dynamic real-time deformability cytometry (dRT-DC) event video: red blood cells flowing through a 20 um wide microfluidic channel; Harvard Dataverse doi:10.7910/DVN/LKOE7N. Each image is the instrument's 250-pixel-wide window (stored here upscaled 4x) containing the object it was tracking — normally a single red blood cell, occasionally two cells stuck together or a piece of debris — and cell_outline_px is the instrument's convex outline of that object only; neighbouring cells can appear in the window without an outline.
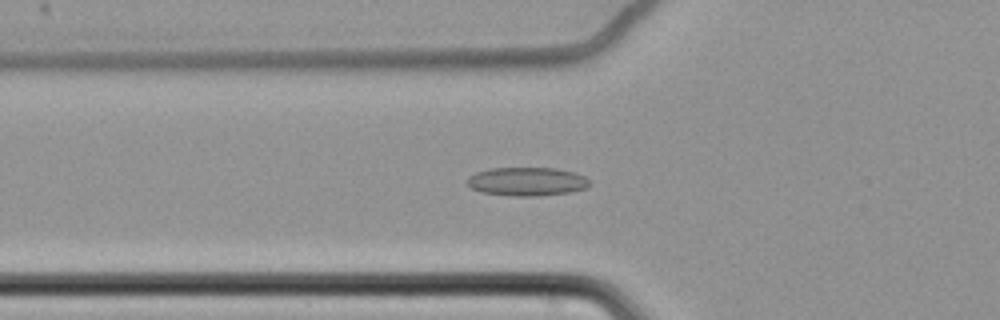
{"species": "common noctule bat (a hibernating species)", "species_latin": "Nyctalus noctula", "temperature_condition": "cold", "stored_images_in_passage": 41, "camera_frame_rate_fps": 3000, "um_per_image_px": 0.085, "animal": {"sex": "female", "body_mass_g": 22.7, "forearm_length_mm": 54.2}, "frame": {"image": 1, "passage_image": 3, "time_ms": 0.667, "image_size_px": [1000, 320], "cell_outline_px": [[592, 184], [584, 188], [568, 192], [536, 196], [508, 196], [480, 192], [468, 188], [468, 176], [476, 172], [492, 168], [556, 168], [576, 172], [592, 180]], "centroid_in_image_um": [44.79, 15.43], "position_along_channel_um": 81.0, "area_um2": 20.63}}
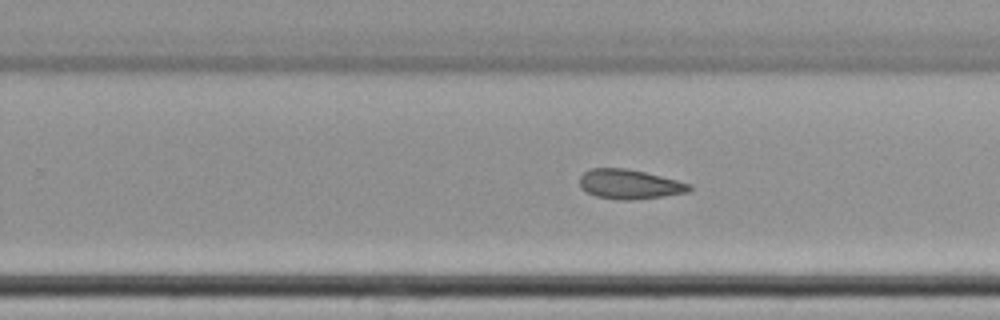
{"frame": {"image": 2, "passage_image": 20, "time_ms": 6.333, "image_size_px": [1000, 320], "cell_outline_px": [[692, 188], [688, 192], [664, 196], [632, 200], [620, 200], [596, 196], [580, 188], [580, 176], [584, 172], [592, 168], [624, 168], [644, 172], [692, 184]], "centroid_in_image_um": [53.5, 15.66], "position_along_channel_um": 276.3, "area_um2": 18.79}}
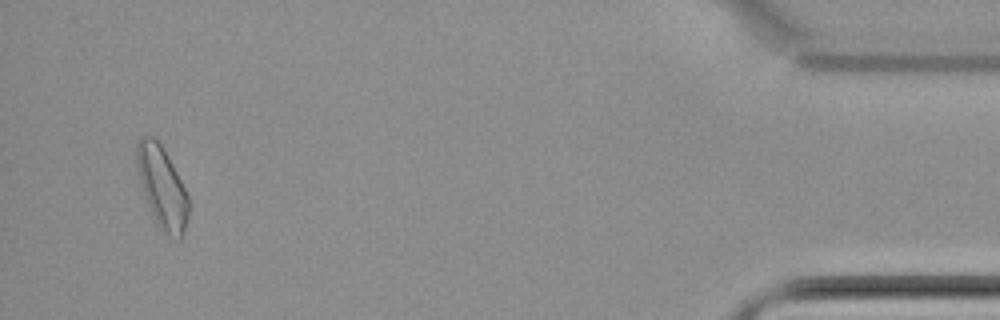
{"frame": {"image": 3, "passage_image": 39, "time_ms": 12.667, "image_size_px": [1000, 320], "cell_outline_px": [[188, 212], [184, 228], [180, 240], [168, 236], [160, 232], [156, 224], [144, 196], [136, 164], [136, 144], [140, 136], [152, 136], [160, 144], [176, 172], [188, 196]], "centroid_in_image_um": [13.74, 15.95], "position_along_channel_um": 421.5, "area_um2": 24.33}}